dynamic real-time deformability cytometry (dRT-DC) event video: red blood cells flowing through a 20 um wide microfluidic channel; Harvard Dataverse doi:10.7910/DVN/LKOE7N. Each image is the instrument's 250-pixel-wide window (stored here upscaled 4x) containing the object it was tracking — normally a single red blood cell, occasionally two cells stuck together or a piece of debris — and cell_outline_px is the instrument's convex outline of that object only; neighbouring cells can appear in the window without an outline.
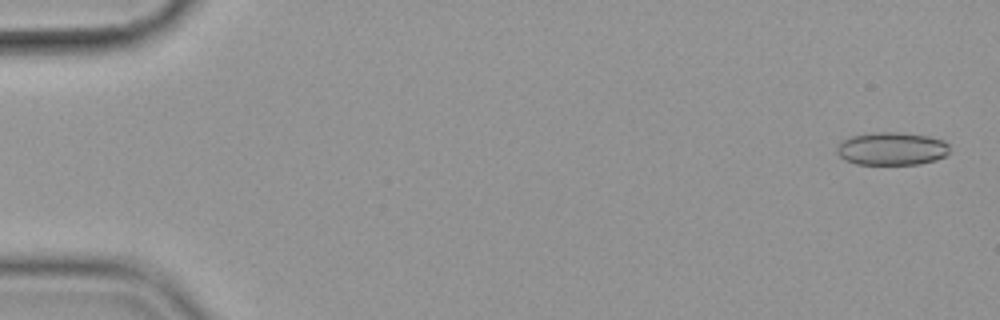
{"species": "common noctule bat (a hibernating species)", "species_latin": "Nyctalus noctula", "temperature_condition": "cold", "stored_images_in_passage": 57, "camera_frame_rate_fps": 3000, "um_per_image_px": 0.085, "animal": {"sex": "female", "body_mass_g": 19.9}, "frame": {"image": 1, "passage_image": 2, "time_ms": 0.333, "image_size_px": [1000, 320], "cell_outline_px": [[948, 152], [944, 156], [936, 160], [920, 164], [856, 164], [844, 160], [836, 152], [836, 148], [844, 140], [852, 136], [872, 132], [900, 132], [928, 136], [944, 140], [948, 144]], "centroid_in_image_um": [75.8, 12.64], "position_along_channel_um": 9.2, "area_um2": 21.68}}
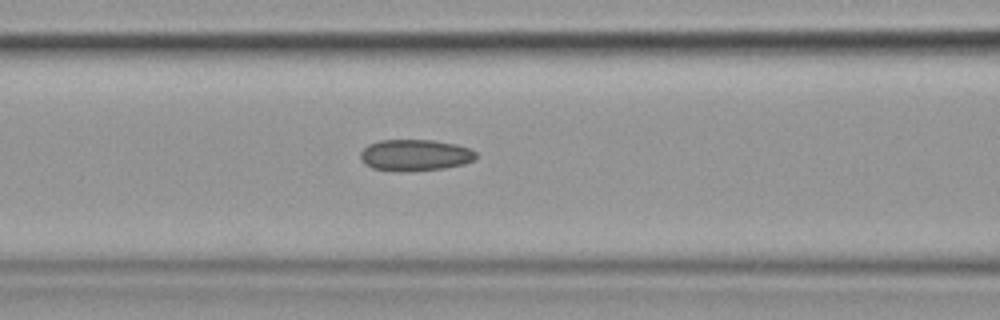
{"frame": {"image": 2, "passage_image": 24, "time_ms": 7.667, "image_size_px": [1000, 320], "cell_outline_px": [[476, 160], [464, 164], [444, 168], [372, 168], [364, 164], [360, 160], [360, 152], [368, 144], [380, 140], [432, 140], [456, 144], [468, 148], [476, 152]], "centroid_in_image_um": [35.3, 13.13], "position_along_channel_um": 131.3, "area_um2": 20.29}}
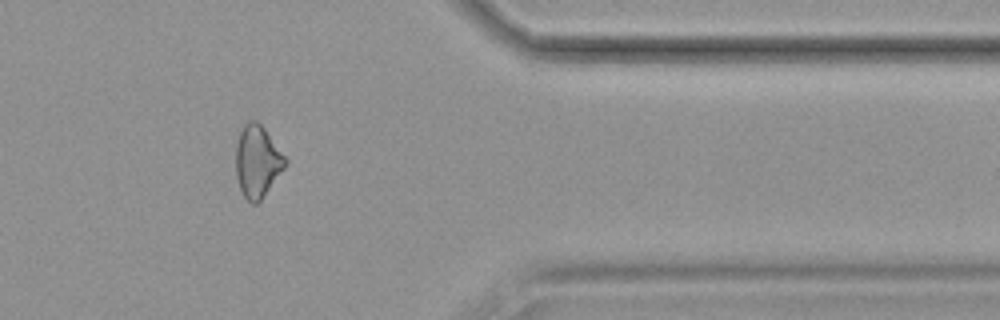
{"frame": {"image": 3, "passage_image": 47, "time_ms": 15.333, "image_size_px": [1000, 320], "cell_outline_px": [[288, 164], [260, 200], [256, 204], [252, 204], [244, 196], [240, 188], [236, 176], [236, 144], [240, 132], [244, 124], [248, 120], [256, 120], [264, 128], [288, 160]], "centroid_in_image_um": [21.88, 13.7], "position_along_channel_um": 389.5, "area_um2": 20.63}, "authors_computed_cell_mechanics": {"area_um2": 21.1548, "velocity_mm_per_s": 3.5843, "shape_relaxation_time_tau1_ms": 5.3856, "shape_relaxation_time_tau2_ms": 3.5461, "deformation_change_tau1": 0.0991, "deformation_change_tau2": 0.1095}}